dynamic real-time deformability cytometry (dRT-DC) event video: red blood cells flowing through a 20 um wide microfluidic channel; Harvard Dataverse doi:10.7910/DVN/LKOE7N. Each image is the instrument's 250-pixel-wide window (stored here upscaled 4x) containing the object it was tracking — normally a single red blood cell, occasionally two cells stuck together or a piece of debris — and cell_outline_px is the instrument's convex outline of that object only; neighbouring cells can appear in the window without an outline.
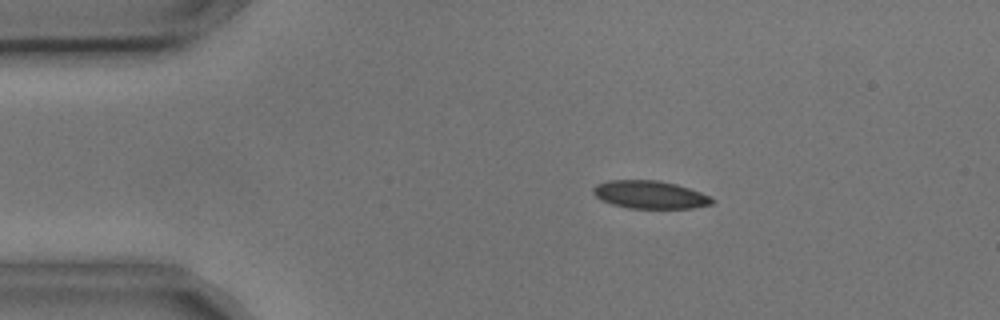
{"species": "common noctule bat (a hibernating species)", "species_latin": "Nyctalus noctula", "temperature_condition": "cold", "stored_images_in_passage": 5, "camera_frame_rate_fps": 3000, "um_per_image_px": 0.085, "animal": {"sex": "male", "body_mass_g": 17.9, "forearm_length_mm": 54.2}, "frame": {"image": 1, "passage_image": 2, "time_ms": 0.333, "image_size_px": [1000, 320], "cell_outline_px": [[716, 200], [712, 204], [692, 208], [628, 208], [612, 204], [600, 200], [592, 192], [592, 188], [596, 184], [608, 180], [656, 180], [676, 184], [712, 196]], "centroid_in_image_um": [55.24, 16.55], "position_along_channel_um": 29.8, "area_um2": 19.42}}